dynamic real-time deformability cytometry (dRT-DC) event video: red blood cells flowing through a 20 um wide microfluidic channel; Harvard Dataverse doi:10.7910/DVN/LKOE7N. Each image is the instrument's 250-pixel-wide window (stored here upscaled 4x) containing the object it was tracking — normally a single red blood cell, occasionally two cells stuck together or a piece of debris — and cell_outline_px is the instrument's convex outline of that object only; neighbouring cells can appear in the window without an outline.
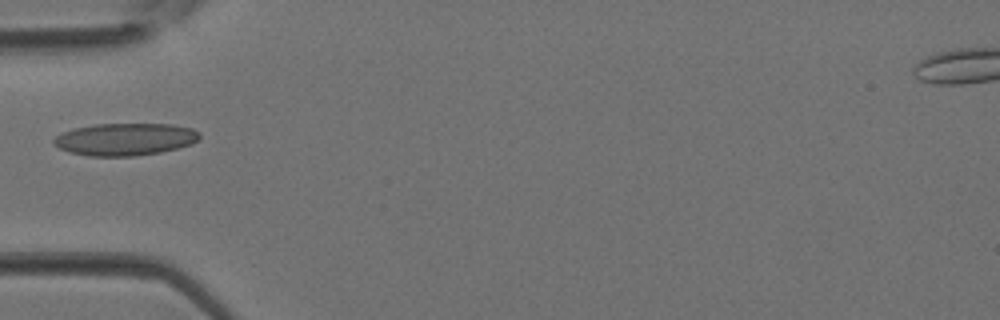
{"species": "Egyptian fruit bat (a non-hibernating species)", "species_latin": "Rousettus aegyptiacus", "temperature_condition": "room temperature", "stored_images_in_passage": 3, "camera_frame_rate_fps": 3000, "um_per_image_px": 0.085, "animal": {"sex": "female"}, "frame": {"image": 1, "passage_image": 3, "time_ms": 0.667, "image_size_px": [1000, 320], "cell_outline_px": [[200, 136], [192, 144], [160, 152], [132, 156], [88, 156], [68, 152], [60, 148], [52, 140], [60, 132], [76, 128], [96, 124], [172, 124], [192, 128], [200, 132]], "centroid_in_image_um": [10.63, 11.83], "position_along_channel_um": 74.4, "area_um2": 27.4}}